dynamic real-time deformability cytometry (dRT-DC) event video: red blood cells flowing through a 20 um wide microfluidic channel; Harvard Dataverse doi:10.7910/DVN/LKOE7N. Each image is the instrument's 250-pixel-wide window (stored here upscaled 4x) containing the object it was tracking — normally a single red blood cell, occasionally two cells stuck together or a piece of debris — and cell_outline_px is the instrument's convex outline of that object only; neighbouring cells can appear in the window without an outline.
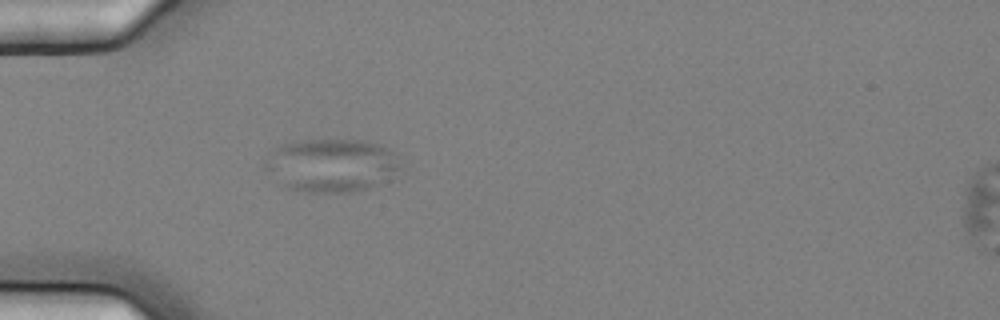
{"species": "common noctule bat (a hibernating species)", "species_latin": "Nyctalus noctula", "temperature_condition": "cold", "stored_images_in_passage": 6, "camera_frame_rate_fps": 3000, "um_per_image_px": 0.085, "animal": {"sex": "female", "body_mass_g": 25.1}, "frame": {"image": 1, "passage_image": 6, "time_ms": 1.667, "image_size_px": [1000, 320], "cell_outline_px": [[404, 164], [392, 180], [368, 188], [348, 192], [308, 192], [288, 188], [264, 168], [264, 164], [276, 148], [284, 144], [300, 140], [364, 140], [380, 144], [392, 152]], "centroid_in_image_um": [28.28, 14.05], "position_along_channel_um": 56.7, "area_um2": 42.02}}